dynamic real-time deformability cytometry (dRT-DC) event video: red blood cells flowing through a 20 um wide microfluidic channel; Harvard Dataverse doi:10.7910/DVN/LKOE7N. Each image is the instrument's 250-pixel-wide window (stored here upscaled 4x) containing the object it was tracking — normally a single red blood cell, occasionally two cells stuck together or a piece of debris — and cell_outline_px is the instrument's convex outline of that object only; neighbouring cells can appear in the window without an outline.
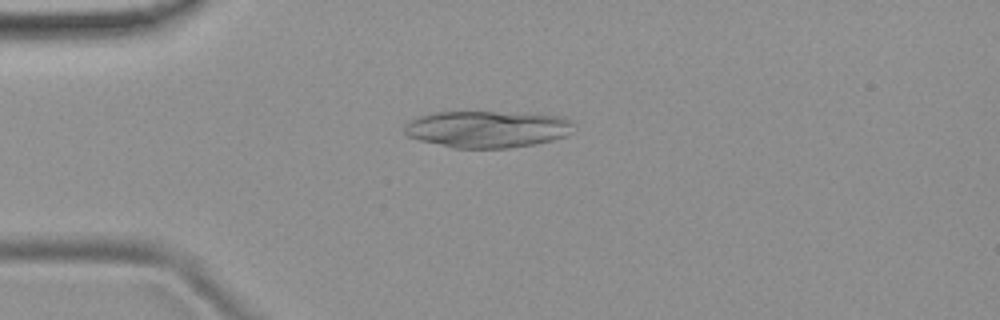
{"species": "common noctule bat (a hibernating species)", "species_latin": "Nyctalus noctula", "temperature_condition": "room temperature", "stored_images_in_passage": 51, "camera_frame_rate_fps": 3000, "um_per_image_px": 0.085, "animal": {"sex": "female", "body_mass_g": 19.9}, "frame": {"image": 1, "passage_image": 13, "time_ms": 4.0, "image_size_px": [1000, 320], "cell_outline_px": [[576, 124], [572, 132], [568, 136], [536, 144], [508, 148], [452, 148], [420, 140], [408, 136], [404, 132], [404, 128], [412, 120], [420, 116], [436, 112], [496, 112], [560, 116], [572, 120]], "centroid_in_image_um": [41.48, 10.99], "position_along_channel_um": 43.5, "area_um2": 36.3}}
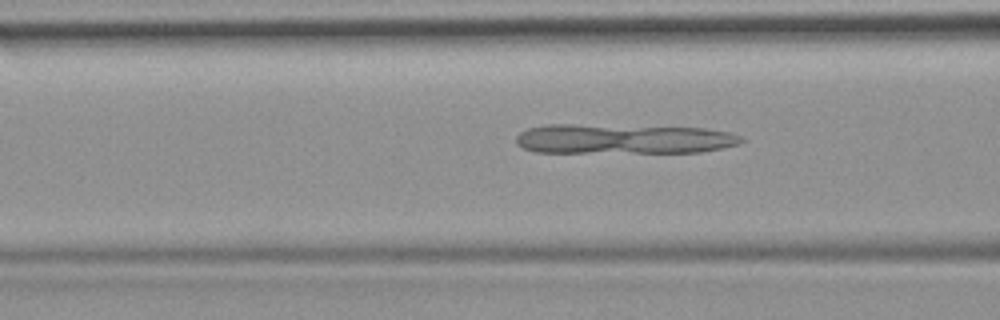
{"frame": {"image": 2, "passage_image": 20, "time_ms": 6.333, "image_size_px": [1000, 320], "cell_outline_px": [[744, 140], [740, 144], [700, 152], [536, 152], [524, 148], [516, 144], [516, 136], [520, 132], [528, 128], [544, 124], [572, 124], [704, 128], [728, 132], [740, 136]], "centroid_in_image_um": [52.94, 11.8], "position_along_channel_um": 113.7, "area_um2": 39.07}}
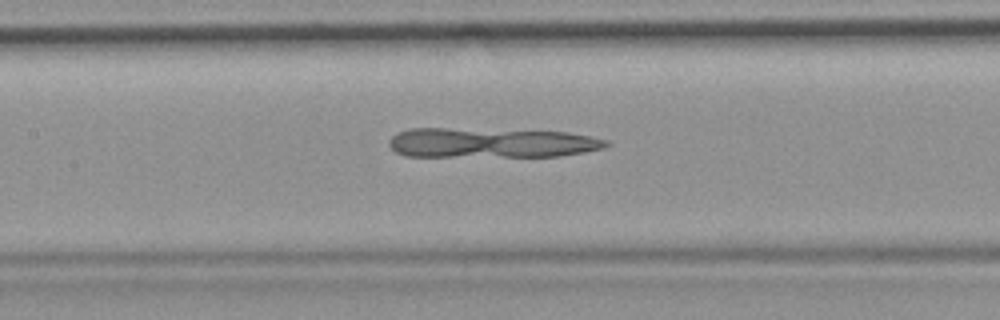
{"frame": {"image": 3, "passage_image": 24, "time_ms": 7.667, "image_size_px": [1000, 320], "cell_outline_px": [[612, 144], [604, 148], [584, 152], [560, 156], [404, 156], [396, 152], [388, 144], [388, 140], [396, 132], [412, 128], [444, 128], [568, 132], [608, 140]], "centroid_in_image_um": [41.73, 12.14], "position_along_channel_um": 165.7, "area_um2": 37.74}}